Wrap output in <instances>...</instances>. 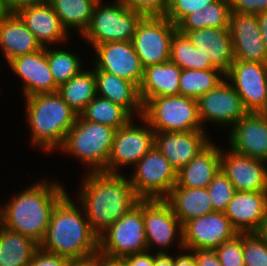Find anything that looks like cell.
<instances>
[{"label": "cell", "instance_id": "cell-2", "mask_svg": "<svg viewBox=\"0 0 267 266\" xmlns=\"http://www.w3.org/2000/svg\"><path fill=\"white\" fill-rule=\"evenodd\" d=\"M66 194L57 182H37L0 208V224L40 245L47 233L53 209Z\"/></svg>", "mask_w": 267, "mask_h": 266}, {"label": "cell", "instance_id": "cell-33", "mask_svg": "<svg viewBox=\"0 0 267 266\" xmlns=\"http://www.w3.org/2000/svg\"><path fill=\"white\" fill-rule=\"evenodd\" d=\"M79 115L86 121L109 125L116 130L132 119L124 107L99 96H95Z\"/></svg>", "mask_w": 267, "mask_h": 266}, {"label": "cell", "instance_id": "cell-56", "mask_svg": "<svg viewBox=\"0 0 267 266\" xmlns=\"http://www.w3.org/2000/svg\"><path fill=\"white\" fill-rule=\"evenodd\" d=\"M261 233L265 236L266 240H267V223L265 224L263 230L261 231Z\"/></svg>", "mask_w": 267, "mask_h": 266}, {"label": "cell", "instance_id": "cell-13", "mask_svg": "<svg viewBox=\"0 0 267 266\" xmlns=\"http://www.w3.org/2000/svg\"><path fill=\"white\" fill-rule=\"evenodd\" d=\"M237 234L225 214L215 211L191 219L183 225V248L190 251L216 249Z\"/></svg>", "mask_w": 267, "mask_h": 266}, {"label": "cell", "instance_id": "cell-11", "mask_svg": "<svg viewBox=\"0 0 267 266\" xmlns=\"http://www.w3.org/2000/svg\"><path fill=\"white\" fill-rule=\"evenodd\" d=\"M141 119L147 123V128L133 126L130 121L115 131L110 158L103 172L118 174L117 168L136 164L155 145V132L143 117Z\"/></svg>", "mask_w": 267, "mask_h": 266}, {"label": "cell", "instance_id": "cell-43", "mask_svg": "<svg viewBox=\"0 0 267 266\" xmlns=\"http://www.w3.org/2000/svg\"><path fill=\"white\" fill-rule=\"evenodd\" d=\"M71 262L69 258L48 253L39 247L27 266H69Z\"/></svg>", "mask_w": 267, "mask_h": 266}, {"label": "cell", "instance_id": "cell-10", "mask_svg": "<svg viewBox=\"0 0 267 266\" xmlns=\"http://www.w3.org/2000/svg\"><path fill=\"white\" fill-rule=\"evenodd\" d=\"M176 30V25L165 16L141 19L131 42L144 68L169 62L171 39Z\"/></svg>", "mask_w": 267, "mask_h": 266}, {"label": "cell", "instance_id": "cell-26", "mask_svg": "<svg viewBox=\"0 0 267 266\" xmlns=\"http://www.w3.org/2000/svg\"><path fill=\"white\" fill-rule=\"evenodd\" d=\"M220 169L221 149L210 143L177 171V183L174 187L207 188Z\"/></svg>", "mask_w": 267, "mask_h": 266}, {"label": "cell", "instance_id": "cell-19", "mask_svg": "<svg viewBox=\"0 0 267 266\" xmlns=\"http://www.w3.org/2000/svg\"><path fill=\"white\" fill-rule=\"evenodd\" d=\"M221 150V171L236 191L267 192V169L265 161Z\"/></svg>", "mask_w": 267, "mask_h": 266}, {"label": "cell", "instance_id": "cell-39", "mask_svg": "<svg viewBox=\"0 0 267 266\" xmlns=\"http://www.w3.org/2000/svg\"><path fill=\"white\" fill-rule=\"evenodd\" d=\"M213 210L224 212L227 204L232 200L236 189L226 175L221 171L214 176L212 182L207 187Z\"/></svg>", "mask_w": 267, "mask_h": 266}, {"label": "cell", "instance_id": "cell-6", "mask_svg": "<svg viewBox=\"0 0 267 266\" xmlns=\"http://www.w3.org/2000/svg\"><path fill=\"white\" fill-rule=\"evenodd\" d=\"M142 117L155 133L204 131L197 100L183 95L150 99L143 106Z\"/></svg>", "mask_w": 267, "mask_h": 266}, {"label": "cell", "instance_id": "cell-44", "mask_svg": "<svg viewBox=\"0 0 267 266\" xmlns=\"http://www.w3.org/2000/svg\"><path fill=\"white\" fill-rule=\"evenodd\" d=\"M231 12L259 14L267 11V0H229Z\"/></svg>", "mask_w": 267, "mask_h": 266}, {"label": "cell", "instance_id": "cell-27", "mask_svg": "<svg viewBox=\"0 0 267 266\" xmlns=\"http://www.w3.org/2000/svg\"><path fill=\"white\" fill-rule=\"evenodd\" d=\"M181 74L182 69L170 61L145 67L139 86L143 106L152 98L179 95Z\"/></svg>", "mask_w": 267, "mask_h": 266}, {"label": "cell", "instance_id": "cell-17", "mask_svg": "<svg viewBox=\"0 0 267 266\" xmlns=\"http://www.w3.org/2000/svg\"><path fill=\"white\" fill-rule=\"evenodd\" d=\"M143 220L148 248L152 244L169 247L179 230L180 246L183 248V225L164 199L143 200Z\"/></svg>", "mask_w": 267, "mask_h": 266}, {"label": "cell", "instance_id": "cell-23", "mask_svg": "<svg viewBox=\"0 0 267 266\" xmlns=\"http://www.w3.org/2000/svg\"><path fill=\"white\" fill-rule=\"evenodd\" d=\"M210 143L204 131L155 133V147L176 171L187 165Z\"/></svg>", "mask_w": 267, "mask_h": 266}, {"label": "cell", "instance_id": "cell-53", "mask_svg": "<svg viewBox=\"0 0 267 266\" xmlns=\"http://www.w3.org/2000/svg\"><path fill=\"white\" fill-rule=\"evenodd\" d=\"M7 13L4 4H3V0H0V19Z\"/></svg>", "mask_w": 267, "mask_h": 266}, {"label": "cell", "instance_id": "cell-7", "mask_svg": "<svg viewBox=\"0 0 267 266\" xmlns=\"http://www.w3.org/2000/svg\"><path fill=\"white\" fill-rule=\"evenodd\" d=\"M99 0L94 7L88 28L83 36L93 44L115 41H132L136 27L144 15L128 8L122 0L102 6Z\"/></svg>", "mask_w": 267, "mask_h": 266}, {"label": "cell", "instance_id": "cell-31", "mask_svg": "<svg viewBox=\"0 0 267 266\" xmlns=\"http://www.w3.org/2000/svg\"><path fill=\"white\" fill-rule=\"evenodd\" d=\"M57 93L79 115L98 95L94 70L80 71L68 82L60 85Z\"/></svg>", "mask_w": 267, "mask_h": 266}, {"label": "cell", "instance_id": "cell-32", "mask_svg": "<svg viewBox=\"0 0 267 266\" xmlns=\"http://www.w3.org/2000/svg\"><path fill=\"white\" fill-rule=\"evenodd\" d=\"M231 6L229 0H216L187 15L176 27L178 31H192L207 27L229 28Z\"/></svg>", "mask_w": 267, "mask_h": 266}, {"label": "cell", "instance_id": "cell-38", "mask_svg": "<svg viewBox=\"0 0 267 266\" xmlns=\"http://www.w3.org/2000/svg\"><path fill=\"white\" fill-rule=\"evenodd\" d=\"M245 266H267V240L261 232L243 233Z\"/></svg>", "mask_w": 267, "mask_h": 266}, {"label": "cell", "instance_id": "cell-3", "mask_svg": "<svg viewBox=\"0 0 267 266\" xmlns=\"http://www.w3.org/2000/svg\"><path fill=\"white\" fill-rule=\"evenodd\" d=\"M66 194L55 206L39 247L71 261H87L99 252V236Z\"/></svg>", "mask_w": 267, "mask_h": 266}, {"label": "cell", "instance_id": "cell-21", "mask_svg": "<svg viewBox=\"0 0 267 266\" xmlns=\"http://www.w3.org/2000/svg\"><path fill=\"white\" fill-rule=\"evenodd\" d=\"M231 129V150L267 162V117L248 112Z\"/></svg>", "mask_w": 267, "mask_h": 266}, {"label": "cell", "instance_id": "cell-49", "mask_svg": "<svg viewBox=\"0 0 267 266\" xmlns=\"http://www.w3.org/2000/svg\"><path fill=\"white\" fill-rule=\"evenodd\" d=\"M154 266H174V258L163 250L155 253Z\"/></svg>", "mask_w": 267, "mask_h": 266}, {"label": "cell", "instance_id": "cell-45", "mask_svg": "<svg viewBox=\"0 0 267 266\" xmlns=\"http://www.w3.org/2000/svg\"><path fill=\"white\" fill-rule=\"evenodd\" d=\"M193 252L198 266H222L215 249H196Z\"/></svg>", "mask_w": 267, "mask_h": 266}, {"label": "cell", "instance_id": "cell-12", "mask_svg": "<svg viewBox=\"0 0 267 266\" xmlns=\"http://www.w3.org/2000/svg\"><path fill=\"white\" fill-rule=\"evenodd\" d=\"M248 112L259 113L267 96V63L235 60L225 75Z\"/></svg>", "mask_w": 267, "mask_h": 266}, {"label": "cell", "instance_id": "cell-41", "mask_svg": "<svg viewBox=\"0 0 267 266\" xmlns=\"http://www.w3.org/2000/svg\"><path fill=\"white\" fill-rule=\"evenodd\" d=\"M216 0H169V6L164 15L174 25H178L187 15L198 11Z\"/></svg>", "mask_w": 267, "mask_h": 266}, {"label": "cell", "instance_id": "cell-36", "mask_svg": "<svg viewBox=\"0 0 267 266\" xmlns=\"http://www.w3.org/2000/svg\"><path fill=\"white\" fill-rule=\"evenodd\" d=\"M169 61L181 69H216L208 58L197 51L187 35L178 30L171 39Z\"/></svg>", "mask_w": 267, "mask_h": 266}, {"label": "cell", "instance_id": "cell-18", "mask_svg": "<svg viewBox=\"0 0 267 266\" xmlns=\"http://www.w3.org/2000/svg\"><path fill=\"white\" fill-rule=\"evenodd\" d=\"M229 29L235 60L267 63L256 14L232 12Z\"/></svg>", "mask_w": 267, "mask_h": 266}, {"label": "cell", "instance_id": "cell-8", "mask_svg": "<svg viewBox=\"0 0 267 266\" xmlns=\"http://www.w3.org/2000/svg\"><path fill=\"white\" fill-rule=\"evenodd\" d=\"M107 233V234H106ZM148 250L143 220V200L99 236V252L121 258Z\"/></svg>", "mask_w": 267, "mask_h": 266}, {"label": "cell", "instance_id": "cell-14", "mask_svg": "<svg viewBox=\"0 0 267 266\" xmlns=\"http://www.w3.org/2000/svg\"><path fill=\"white\" fill-rule=\"evenodd\" d=\"M95 70H102L140 86L144 67L131 41H115L96 45Z\"/></svg>", "mask_w": 267, "mask_h": 266}, {"label": "cell", "instance_id": "cell-37", "mask_svg": "<svg viewBox=\"0 0 267 266\" xmlns=\"http://www.w3.org/2000/svg\"><path fill=\"white\" fill-rule=\"evenodd\" d=\"M47 61L50 71L53 74L55 84L60 85L68 82L72 77L78 74L81 69V60L66 51L47 49Z\"/></svg>", "mask_w": 267, "mask_h": 266}, {"label": "cell", "instance_id": "cell-51", "mask_svg": "<svg viewBox=\"0 0 267 266\" xmlns=\"http://www.w3.org/2000/svg\"><path fill=\"white\" fill-rule=\"evenodd\" d=\"M260 32L267 33V11L256 14Z\"/></svg>", "mask_w": 267, "mask_h": 266}, {"label": "cell", "instance_id": "cell-22", "mask_svg": "<svg viewBox=\"0 0 267 266\" xmlns=\"http://www.w3.org/2000/svg\"><path fill=\"white\" fill-rule=\"evenodd\" d=\"M187 35L192 45L201 55L208 58L213 67L225 75L235 61L229 28H202L192 31H179Z\"/></svg>", "mask_w": 267, "mask_h": 266}, {"label": "cell", "instance_id": "cell-4", "mask_svg": "<svg viewBox=\"0 0 267 266\" xmlns=\"http://www.w3.org/2000/svg\"><path fill=\"white\" fill-rule=\"evenodd\" d=\"M32 141L47 151L61 147L78 114L56 93L26 97Z\"/></svg>", "mask_w": 267, "mask_h": 266}, {"label": "cell", "instance_id": "cell-25", "mask_svg": "<svg viewBox=\"0 0 267 266\" xmlns=\"http://www.w3.org/2000/svg\"><path fill=\"white\" fill-rule=\"evenodd\" d=\"M0 47L7 62L43 48L15 12H7L0 19Z\"/></svg>", "mask_w": 267, "mask_h": 266}, {"label": "cell", "instance_id": "cell-46", "mask_svg": "<svg viewBox=\"0 0 267 266\" xmlns=\"http://www.w3.org/2000/svg\"><path fill=\"white\" fill-rule=\"evenodd\" d=\"M144 251L123 258L125 266H154V256Z\"/></svg>", "mask_w": 267, "mask_h": 266}, {"label": "cell", "instance_id": "cell-24", "mask_svg": "<svg viewBox=\"0 0 267 266\" xmlns=\"http://www.w3.org/2000/svg\"><path fill=\"white\" fill-rule=\"evenodd\" d=\"M15 13L42 47H47L45 44L48 43H56L67 39V30L62 26L59 16L49 1L21 7Z\"/></svg>", "mask_w": 267, "mask_h": 266}, {"label": "cell", "instance_id": "cell-52", "mask_svg": "<svg viewBox=\"0 0 267 266\" xmlns=\"http://www.w3.org/2000/svg\"><path fill=\"white\" fill-rule=\"evenodd\" d=\"M69 266H90L88 261H72Z\"/></svg>", "mask_w": 267, "mask_h": 266}, {"label": "cell", "instance_id": "cell-34", "mask_svg": "<svg viewBox=\"0 0 267 266\" xmlns=\"http://www.w3.org/2000/svg\"><path fill=\"white\" fill-rule=\"evenodd\" d=\"M99 0H49L62 26L79 28L81 34L88 28L95 4Z\"/></svg>", "mask_w": 267, "mask_h": 266}, {"label": "cell", "instance_id": "cell-20", "mask_svg": "<svg viewBox=\"0 0 267 266\" xmlns=\"http://www.w3.org/2000/svg\"><path fill=\"white\" fill-rule=\"evenodd\" d=\"M13 72L24 82L25 98L41 93H56L53 74L47 61V48L12 58L8 61Z\"/></svg>", "mask_w": 267, "mask_h": 266}, {"label": "cell", "instance_id": "cell-48", "mask_svg": "<svg viewBox=\"0 0 267 266\" xmlns=\"http://www.w3.org/2000/svg\"><path fill=\"white\" fill-rule=\"evenodd\" d=\"M49 0H3L7 12H16L21 7L48 2Z\"/></svg>", "mask_w": 267, "mask_h": 266}, {"label": "cell", "instance_id": "cell-55", "mask_svg": "<svg viewBox=\"0 0 267 266\" xmlns=\"http://www.w3.org/2000/svg\"><path fill=\"white\" fill-rule=\"evenodd\" d=\"M259 113L262 114L264 117H267V96H266L265 105Z\"/></svg>", "mask_w": 267, "mask_h": 266}, {"label": "cell", "instance_id": "cell-5", "mask_svg": "<svg viewBox=\"0 0 267 266\" xmlns=\"http://www.w3.org/2000/svg\"><path fill=\"white\" fill-rule=\"evenodd\" d=\"M115 131L109 125L86 121L78 115L60 150L93 166V172L104 171L112 151Z\"/></svg>", "mask_w": 267, "mask_h": 266}, {"label": "cell", "instance_id": "cell-9", "mask_svg": "<svg viewBox=\"0 0 267 266\" xmlns=\"http://www.w3.org/2000/svg\"><path fill=\"white\" fill-rule=\"evenodd\" d=\"M134 165L129 181L140 200L165 199L177 183V171L155 145Z\"/></svg>", "mask_w": 267, "mask_h": 266}, {"label": "cell", "instance_id": "cell-30", "mask_svg": "<svg viewBox=\"0 0 267 266\" xmlns=\"http://www.w3.org/2000/svg\"><path fill=\"white\" fill-rule=\"evenodd\" d=\"M38 248L31 238L0 224V266H27Z\"/></svg>", "mask_w": 267, "mask_h": 266}, {"label": "cell", "instance_id": "cell-28", "mask_svg": "<svg viewBox=\"0 0 267 266\" xmlns=\"http://www.w3.org/2000/svg\"><path fill=\"white\" fill-rule=\"evenodd\" d=\"M94 73L97 93H100L99 97L121 105L131 115L134 111H138L139 115L143 116L139 87L135 83L102 70H94Z\"/></svg>", "mask_w": 267, "mask_h": 266}, {"label": "cell", "instance_id": "cell-15", "mask_svg": "<svg viewBox=\"0 0 267 266\" xmlns=\"http://www.w3.org/2000/svg\"><path fill=\"white\" fill-rule=\"evenodd\" d=\"M227 82L223 80L197 100L201 122L207 119L217 124L234 126L248 113L241 97Z\"/></svg>", "mask_w": 267, "mask_h": 266}, {"label": "cell", "instance_id": "cell-54", "mask_svg": "<svg viewBox=\"0 0 267 266\" xmlns=\"http://www.w3.org/2000/svg\"><path fill=\"white\" fill-rule=\"evenodd\" d=\"M262 36V40L264 43V48H265V52H266V56H267V33H261Z\"/></svg>", "mask_w": 267, "mask_h": 266}, {"label": "cell", "instance_id": "cell-47", "mask_svg": "<svg viewBox=\"0 0 267 266\" xmlns=\"http://www.w3.org/2000/svg\"><path fill=\"white\" fill-rule=\"evenodd\" d=\"M90 266H125L123 259L113 258L97 252L88 260Z\"/></svg>", "mask_w": 267, "mask_h": 266}, {"label": "cell", "instance_id": "cell-16", "mask_svg": "<svg viewBox=\"0 0 267 266\" xmlns=\"http://www.w3.org/2000/svg\"><path fill=\"white\" fill-rule=\"evenodd\" d=\"M223 213L238 233L261 232L267 223V192L236 191Z\"/></svg>", "mask_w": 267, "mask_h": 266}, {"label": "cell", "instance_id": "cell-50", "mask_svg": "<svg viewBox=\"0 0 267 266\" xmlns=\"http://www.w3.org/2000/svg\"><path fill=\"white\" fill-rule=\"evenodd\" d=\"M174 266H198L194 254H183L174 258Z\"/></svg>", "mask_w": 267, "mask_h": 266}, {"label": "cell", "instance_id": "cell-40", "mask_svg": "<svg viewBox=\"0 0 267 266\" xmlns=\"http://www.w3.org/2000/svg\"><path fill=\"white\" fill-rule=\"evenodd\" d=\"M222 266H245L243 258V233L224 241L215 249Z\"/></svg>", "mask_w": 267, "mask_h": 266}, {"label": "cell", "instance_id": "cell-29", "mask_svg": "<svg viewBox=\"0 0 267 266\" xmlns=\"http://www.w3.org/2000/svg\"><path fill=\"white\" fill-rule=\"evenodd\" d=\"M164 200L182 225L191 219L215 212L207 188L173 187Z\"/></svg>", "mask_w": 267, "mask_h": 266}, {"label": "cell", "instance_id": "cell-42", "mask_svg": "<svg viewBox=\"0 0 267 266\" xmlns=\"http://www.w3.org/2000/svg\"><path fill=\"white\" fill-rule=\"evenodd\" d=\"M128 8L142 13L144 16H164L169 0H122Z\"/></svg>", "mask_w": 267, "mask_h": 266}, {"label": "cell", "instance_id": "cell-35", "mask_svg": "<svg viewBox=\"0 0 267 266\" xmlns=\"http://www.w3.org/2000/svg\"><path fill=\"white\" fill-rule=\"evenodd\" d=\"M220 75L225 76L219 69H182L179 95L198 100L223 81Z\"/></svg>", "mask_w": 267, "mask_h": 266}, {"label": "cell", "instance_id": "cell-1", "mask_svg": "<svg viewBox=\"0 0 267 266\" xmlns=\"http://www.w3.org/2000/svg\"><path fill=\"white\" fill-rule=\"evenodd\" d=\"M82 182L80 200L89 226L100 236L140 200L120 174L93 172Z\"/></svg>", "mask_w": 267, "mask_h": 266}]
</instances>
